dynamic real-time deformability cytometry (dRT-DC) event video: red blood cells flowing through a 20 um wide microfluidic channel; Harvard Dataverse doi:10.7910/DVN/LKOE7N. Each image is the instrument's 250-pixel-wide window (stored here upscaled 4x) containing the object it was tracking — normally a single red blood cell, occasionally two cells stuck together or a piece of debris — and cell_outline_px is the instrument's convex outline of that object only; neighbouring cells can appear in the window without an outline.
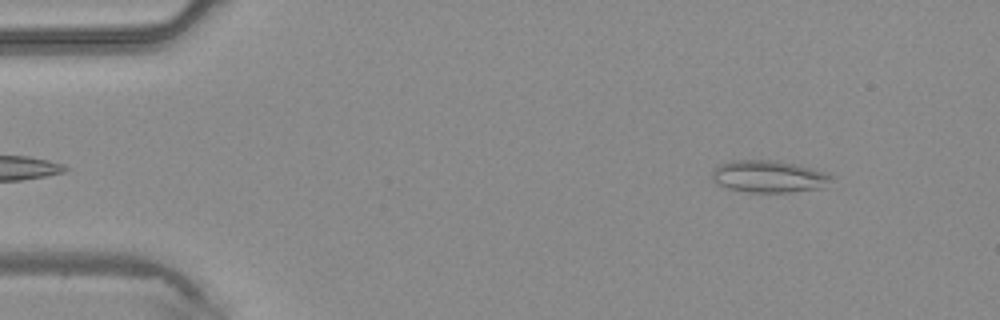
{"species": "common noctule bat (a hibernating species)", "species_latin": "Nyctalus noctula", "temperature_condition": "warm", "stored_images_in_passage": 40, "camera_frame_rate_fps": 3000, "um_per_image_px": 0.085, "animal": {"sex": "male", "body_mass_g": 20.4}, "frame": {"image": 1, "passage_image": 2, "time_ms": 0.333, "image_size_px": [1000, 320], "cell_outline_px": [[832, 176], [820, 188], [788, 192], [748, 192], [728, 188], [716, 184], [712, 180], [712, 168], [720, 164], [732, 160], [776, 160], [796, 164], [828, 172]], "centroid_in_image_um": [65.27, 14.99], "position_along_channel_um": 19.7, "area_um2": 22.25}}
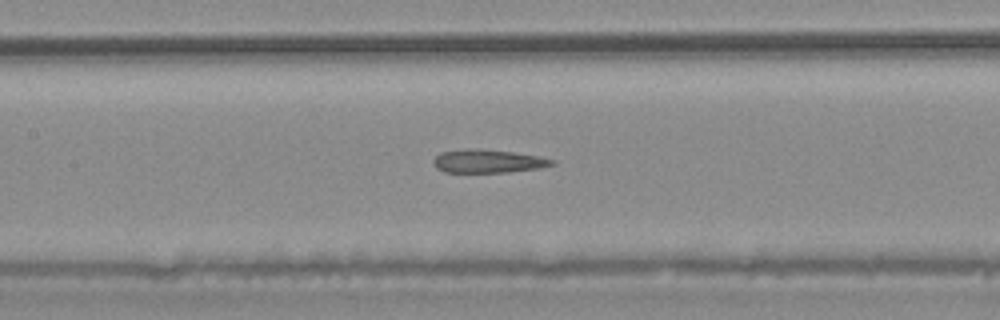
{"frame": {"image": 2, "passage_image": 17, "time_ms": 5.333, "image_size_px": [1000, 320], "cell_outline_px": [[556, 164], [540, 168], [508, 172], [444, 172], [436, 168], [432, 164], [432, 160], [440, 152], [468, 148], [512, 152], [536, 156], [556, 160]], "centroid_in_image_um": [41.44, 13.71], "position_along_channel_um": 166.0, "area_um2": 16.07}}
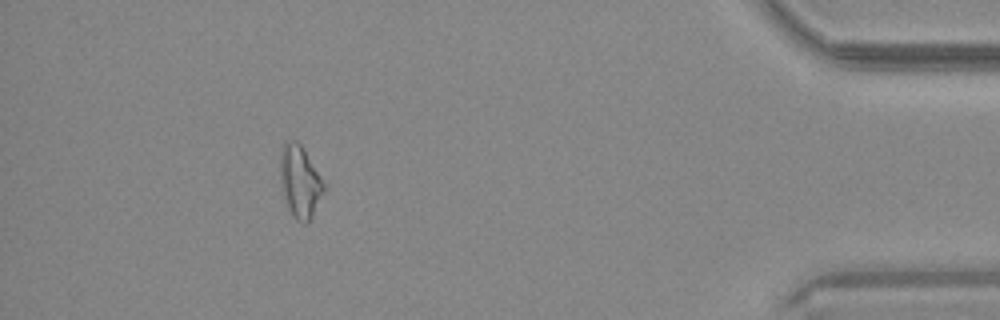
{"frame": {"image": 3, "passage_image": 36, "time_ms": 11.667, "image_size_px": [1000, 320], "cell_outline_px": [[328, 184], [308, 224], [304, 224], [296, 220], [288, 208], [284, 196], [280, 180], [280, 152], [284, 144], [288, 140], [296, 140], [300, 144]], "centroid_in_image_um": [25.53, 15.44], "position_along_channel_um": 409.7, "area_um2": 18.67}}